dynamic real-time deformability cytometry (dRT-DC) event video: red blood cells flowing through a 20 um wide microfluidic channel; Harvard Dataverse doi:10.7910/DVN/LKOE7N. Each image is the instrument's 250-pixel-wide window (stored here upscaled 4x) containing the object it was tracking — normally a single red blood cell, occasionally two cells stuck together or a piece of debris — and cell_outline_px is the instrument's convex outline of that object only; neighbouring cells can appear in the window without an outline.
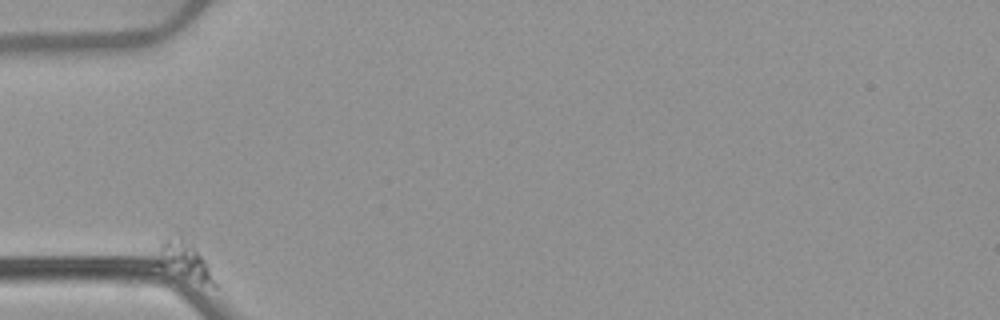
{"species": "common noctule bat (a hibernating species)", "species_latin": "Nyctalus noctula", "temperature_condition": "warm", "stored_images_in_passage": 4, "camera_frame_rate_fps": 3000, "um_per_image_px": 0.085, "animal": {"sex": "female", "body_mass_g": 22.7, "forearm_length_mm": 54.2}, "frame": {"image": 1, "passage_image": 1, "time_ms": 0.0, "image_size_px": [1000, 320], "cell_outline_px": [[216, 288], [152, 264], [152, 256], [160, 244], [164, 240], [180, 236], [192, 244], [196, 248], [208, 264], [216, 284]], "centroid_in_image_um": [15.58, 22.14], "position_along_channel_um": 69.4, "area_um2": 12.72}}
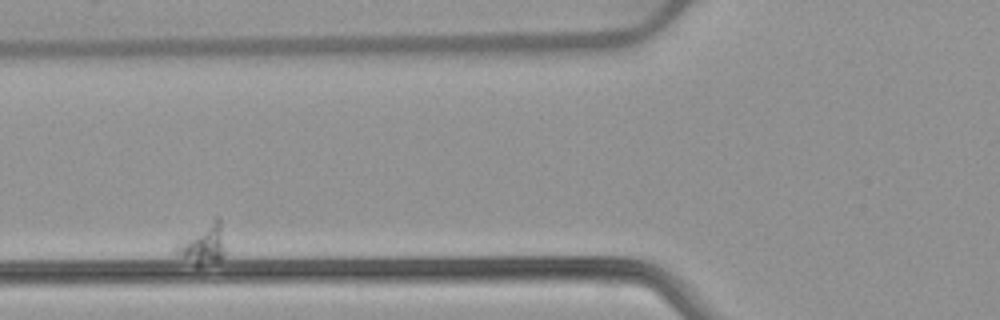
{"frame": {"image": 2, "passage_image": 3, "time_ms": 2.667, "image_size_px": [1000, 320], "cell_outline_px": [[224, 256], [220, 260], [196, 268], [172, 252], [172, 248], [176, 244], [212, 216], [216, 216], [220, 220], [224, 248]], "centroid_in_image_um": [17.19, 20.77], "position_along_channel_um": 108.6, "area_um2": 12.08}}